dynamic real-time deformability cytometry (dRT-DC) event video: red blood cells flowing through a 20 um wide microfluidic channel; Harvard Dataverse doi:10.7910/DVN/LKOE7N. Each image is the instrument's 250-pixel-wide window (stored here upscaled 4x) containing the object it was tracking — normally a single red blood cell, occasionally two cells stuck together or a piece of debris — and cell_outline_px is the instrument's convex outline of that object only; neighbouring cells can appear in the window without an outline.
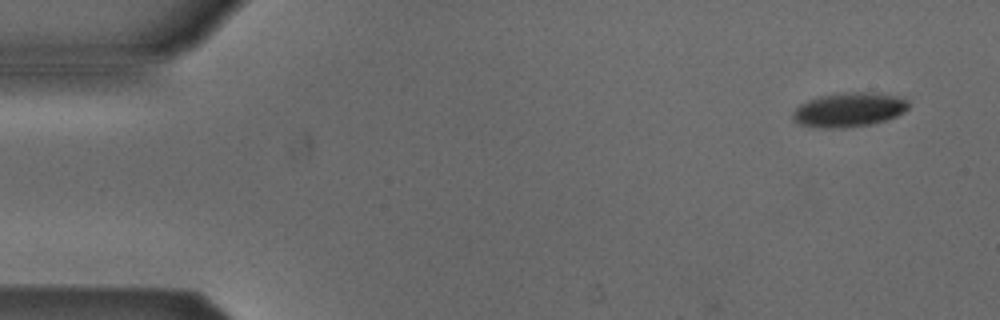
{"species": "Egyptian fruit bat (a non-hibernating species)", "species_latin": "Rousettus aegyptiacus", "temperature_condition": "cold", "stored_images_in_passage": 6, "camera_frame_rate_fps": 3000, "um_per_image_px": 0.085, "animal": {"sex": "male"}, "frame": {"image": 1, "passage_image": 1, "time_ms": 0.0, "image_size_px": [1000, 320], "cell_outline_px": [[908, 108], [904, 112], [896, 116], [884, 120], [868, 124], [844, 128], [820, 128], [800, 124], [792, 120], [792, 112], [800, 104], [808, 100], [820, 96], [848, 92], [872, 92], [900, 96], [908, 100]], "centroid_in_image_um": [72.15, 9.32], "position_along_channel_um": 12.8, "area_um2": 23.12}}
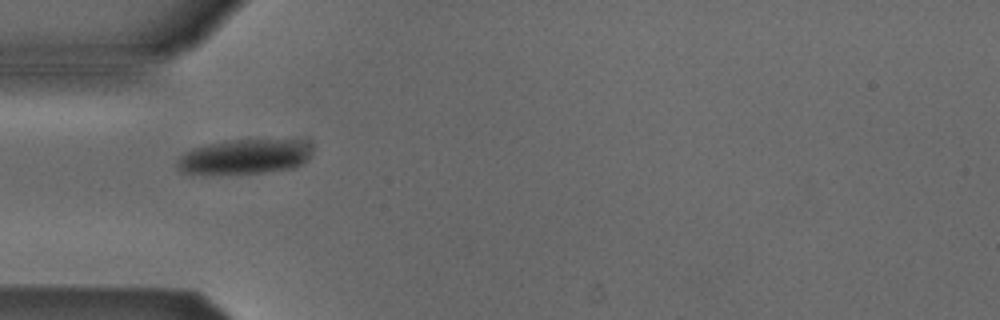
{"frame": {"image": 2, "passage_image": 4, "time_ms": 4.333, "image_size_px": [1000, 320], "cell_outline_px": [[312, 144], [308, 156], [300, 164], [292, 168], [264, 172], [180, 172], [176, 168], [176, 160], [184, 152], [192, 148], [224, 140], [300, 140]], "centroid_in_image_um": [20.76, 13.28], "position_along_channel_um": 64.2, "area_um2": 26.7}}
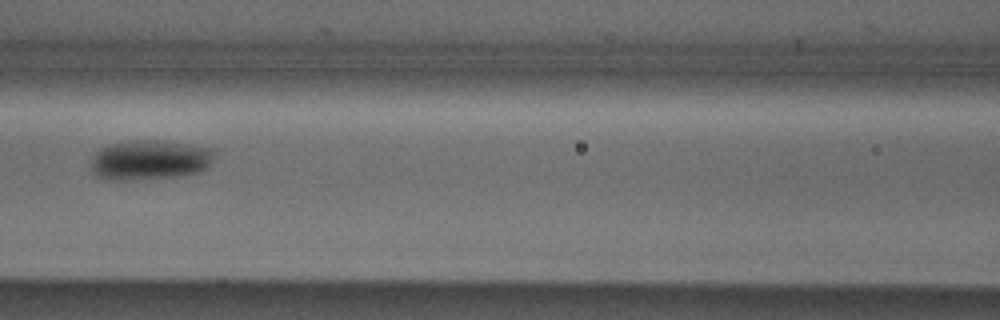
{"frame": {"image": 3, "passage_image": 6, "time_ms": 6.667, "image_size_px": [1000, 320], "cell_outline_px": [[216, 148], [212, 164], [208, 168], [200, 172], [180, 176], [128, 180], [104, 180], [96, 176], [92, 168], [92, 160], [96, 152], [100, 148], [108, 144], [132, 140], [156, 140], [188, 144]], "centroid_in_image_um": [12.77, 13.59], "position_along_channel_um": 153.8, "area_um2": 29.07}}